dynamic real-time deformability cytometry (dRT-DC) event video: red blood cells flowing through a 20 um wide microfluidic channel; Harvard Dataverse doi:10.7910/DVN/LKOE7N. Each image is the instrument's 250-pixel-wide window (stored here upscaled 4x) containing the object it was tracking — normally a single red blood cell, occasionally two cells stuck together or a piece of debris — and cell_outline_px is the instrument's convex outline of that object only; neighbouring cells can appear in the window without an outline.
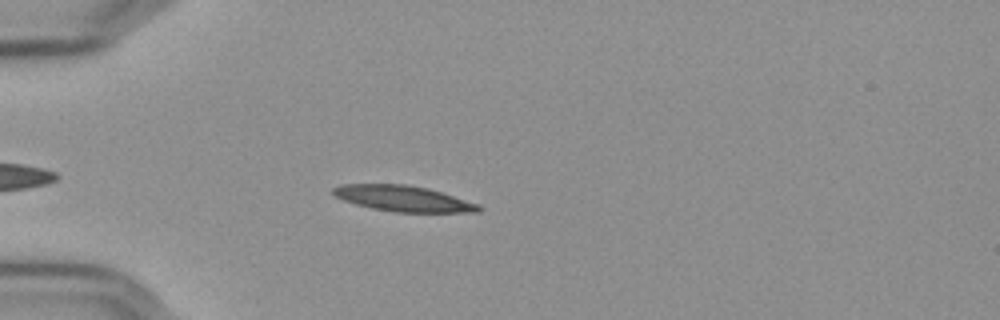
{"species": "Egyptian fruit bat (a non-hibernating species)", "species_latin": "Rousettus aegyptiacus", "temperature_condition": "cold", "stored_images_in_passage": 42, "camera_frame_rate_fps": 3000, "um_per_image_px": 0.085, "frame": {"image": 1, "passage_image": 2, "time_ms": 0.333, "image_size_px": [1000, 320], "cell_outline_px": [[484, 208], [480, 212], [396, 212], [372, 208], [356, 204], [344, 200], [336, 196], [332, 192], [332, 188], [340, 184], [408, 184], [428, 188], [480, 204]], "centroid_in_image_um": [34.31, 16.87], "position_along_channel_um": 50.7, "area_um2": 21.91}}
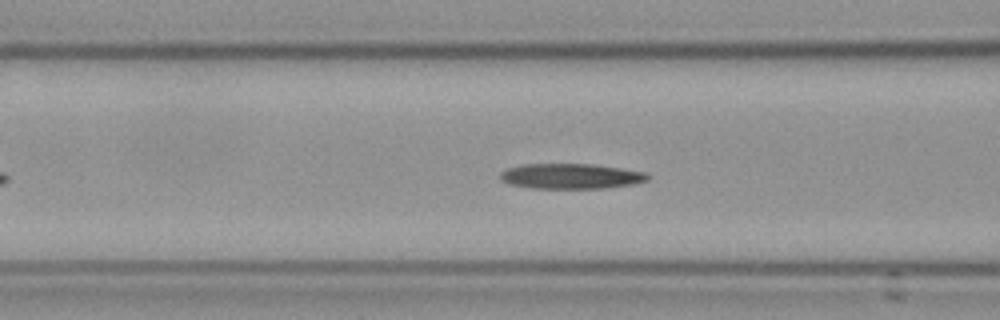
{"frame": {"image": 2, "passage_image": 9, "time_ms": 2.667, "image_size_px": [1000, 320], "cell_outline_px": [[648, 180], [636, 184], [608, 188], [532, 188], [508, 184], [500, 180], [500, 172], [508, 168], [520, 164], [592, 164], [620, 168], [644, 172], [648, 176]], "centroid_in_image_um": [48.5, 14.98], "position_along_channel_um": 118.1, "area_um2": 21.79}}
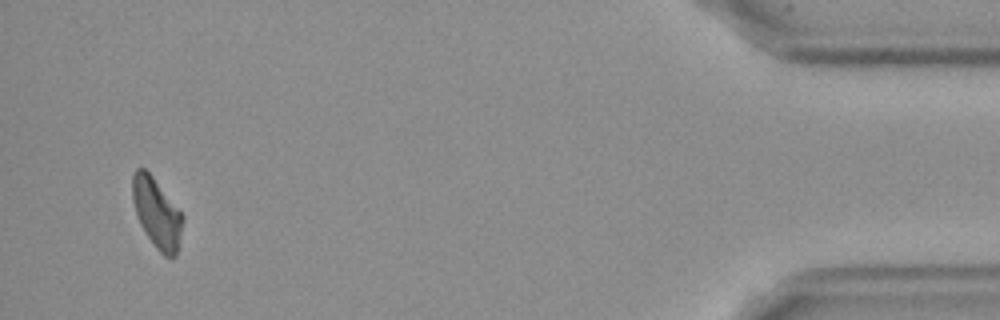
{"frame": {"image": 3, "passage_image": 40, "time_ms": 13.0, "image_size_px": [1000, 320], "cell_outline_px": [[184, 216], [176, 256], [164, 256], [156, 248], [140, 224], [132, 200], [132, 176], [136, 168], [144, 168], [152, 176]], "centroid_in_image_um": [13.31, 18.1], "position_along_channel_um": 421.9, "area_um2": 20.0}}